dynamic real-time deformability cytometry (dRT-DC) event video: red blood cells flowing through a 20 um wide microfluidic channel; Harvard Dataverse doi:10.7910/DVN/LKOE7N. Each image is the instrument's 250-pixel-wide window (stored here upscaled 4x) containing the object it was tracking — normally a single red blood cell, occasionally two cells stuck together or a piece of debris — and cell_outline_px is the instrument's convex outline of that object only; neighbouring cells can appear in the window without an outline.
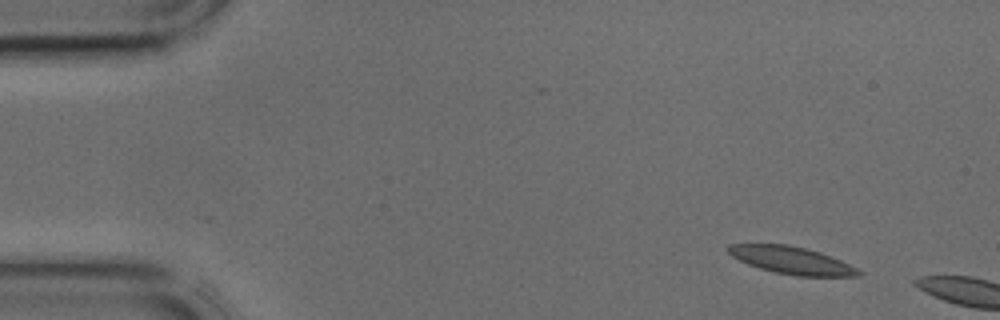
{"species": "common noctule bat (a hibernating species)", "species_latin": "Nyctalus noctula", "temperature_condition": "cold", "stored_images_in_passage": 5, "camera_frame_rate_fps": 3000, "um_per_image_px": 0.085, "animal": {"sex": "male", "body_mass_g": 17.9, "forearm_length_mm": 54.2}, "frame": {"image": 1, "passage_image": 3, "time_ms": 0.667, "image_size_px": [1000, 320], "cell_outline_px": [[864, 272], [860, 276], [796, 276], [776, 272], [760, 268], [748, 264], [732, 256], [728, 252], [728, 244], [788, 244], [820, 252], [840, 260]], "centroid_in_image_um": [67.3, 22.13], "position_along_channel_um": 17.7, "area_um2": 20.58}}